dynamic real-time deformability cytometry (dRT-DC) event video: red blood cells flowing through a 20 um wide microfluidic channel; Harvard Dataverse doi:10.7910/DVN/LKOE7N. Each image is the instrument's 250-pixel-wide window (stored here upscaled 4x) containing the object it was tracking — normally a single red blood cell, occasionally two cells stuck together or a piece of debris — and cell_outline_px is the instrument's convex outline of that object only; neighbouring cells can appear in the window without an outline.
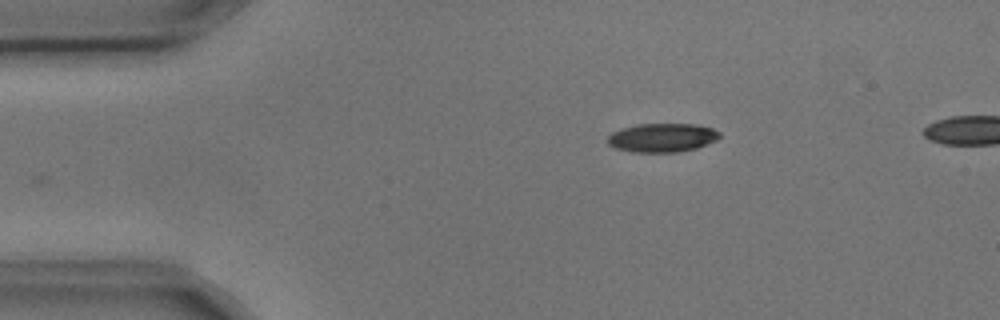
{"species": "common noctule bat (a hibernating species)", "species_latin": "Nyctalus noctula", "temperature_condition": "cold", "stored_images_in_passage": 5, "camera_frame_rate_fps": 3000, "um_per_image_px": 0.085, "animal": {"sex": "male", "body_mass_g": 17.9, "forearm_length_mm": 54.2}, "frame": {"image": 1, "passage_image": 5, "time_ms": 1.333, "image_size_px": [1000, 320], "cell_outline_px": [[720, 136], [716, 140], [696, 148], [676, 152], [632, 152], [616, 148], [608, 144], [608, 136], [612, 132], [620, 128], [636, 124], [696, 124], [712, 128], [720, 132]], "centroid_in_image_um": [56.27, 11.69], "position_along_channel_um": 28.7, "area_um2": 18.79}}